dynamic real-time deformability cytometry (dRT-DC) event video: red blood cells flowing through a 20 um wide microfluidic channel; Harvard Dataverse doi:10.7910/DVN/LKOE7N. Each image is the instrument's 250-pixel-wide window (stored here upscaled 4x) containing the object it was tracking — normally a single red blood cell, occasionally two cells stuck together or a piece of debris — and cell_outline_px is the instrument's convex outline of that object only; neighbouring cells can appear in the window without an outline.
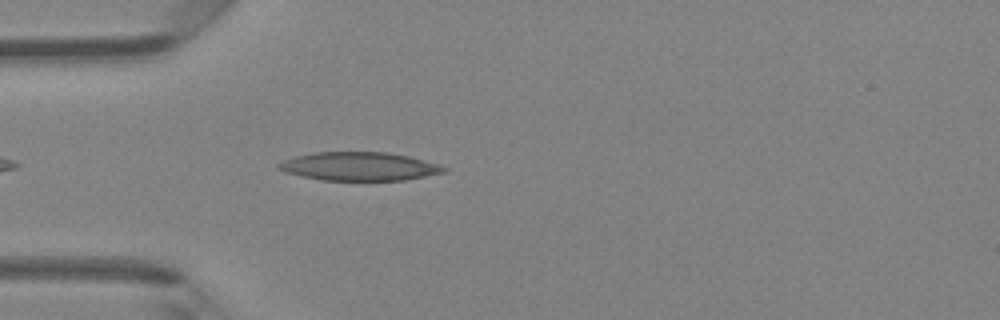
{"species": "Egyptian fruit bat (a non-hibernating species)", "species_latin": "Rousettus aegyptiacus", "temperature_condition": "room temperature", "stored_images_in_passage": 4, "camera_frame_rate_fps": 3000, "um_per_image_px": 0.085, "animal": {"sex": "female"}, "frame": {"image": 1, "passage_image": 4, "time_ms": 1.0, "image_size_px": [1000, 320], "cell_outline_px": [[448, 172], [404, 180], [320, 180], [288, 172], [280, 168], [276, 164], [284, 160], [296, 156], [316, 152], [388, 152], [408, 156], [436, 164], [448, 168]], "centroid_in_image_um": [30.58, 14.14], "position_along_channel_um": 54.4, "area_um2": 27.11}}